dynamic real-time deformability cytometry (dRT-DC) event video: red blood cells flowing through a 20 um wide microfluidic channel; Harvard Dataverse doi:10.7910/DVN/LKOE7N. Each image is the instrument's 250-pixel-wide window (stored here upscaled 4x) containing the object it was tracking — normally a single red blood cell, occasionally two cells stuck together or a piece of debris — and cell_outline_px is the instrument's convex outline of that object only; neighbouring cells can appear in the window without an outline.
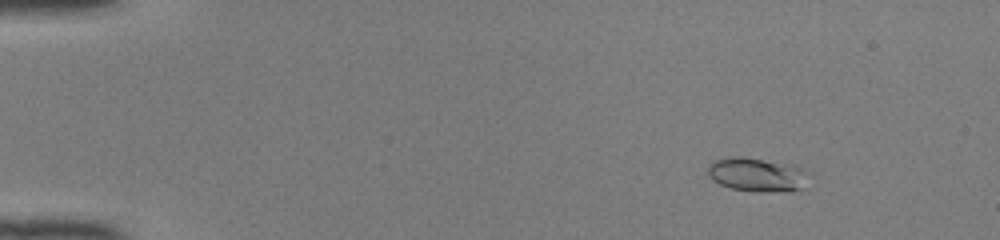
{"species": "common noctule bat (a hibernating species)", "species_latin": "Nyctalus noctula", "temperature_condition": "room temperature", "stored_images_in_passage": 49, "camera_frame_rate_fps": 3000, "um_per_image_px": 0.085, "animal": {"sex": "female", "body_mass_g": 22.0, "forearm_length_mm": 56.7}, "frame": {"image": 1, "passage_image": 6, "time_ms": 1.667, "image_size_px": [1000, 240], "cell_outline_px": [[812, 172], [804, 188], [768, 192], [760, 192], [732, 188], [720, 184], [712, 180], [708, 176], [708, 168], [712, 160], [728, 156], [740, 156], [804, 168]], "centroid_in_image_um": [64.35, 14.84], "position_along_channel_um": 20.7, "area_um2": 19.88}}
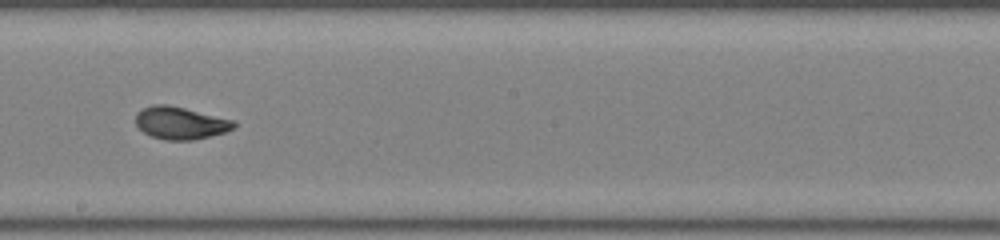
{"frame": {"image": 2, "passage_image": 29, "time_ms": 9.333, "image_size_px": [1000, 240], "cell_outline_px": [[236, 124], [232, 128], [224, 132], [192, 140], [164, 140], [152, 136], [144, 132], [136, 124], [136, 112], [152, 104], [168, 104], [236, 120]], "centroid_in_image_um": [15.33, 10.44], "position_along_channel_um": 232.9, "area_um2": 18.5}}
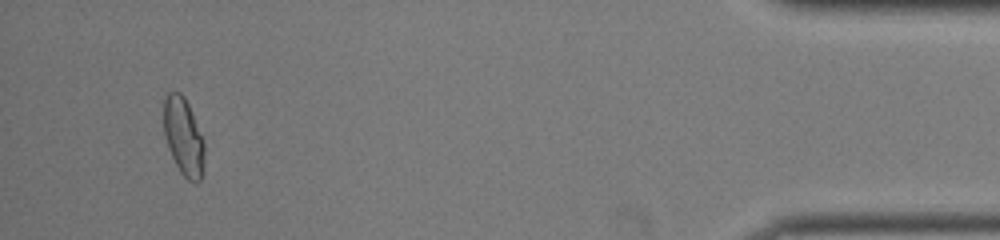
{"frame": {"image": 3, "passage_image": 47, "time_ms": 15.333, "image_size_px": [1000, 240], "cell_outline_px": [[204, 156], [200, 180], [188, 180], [180, 172], [168, 148], [164, 136], [164, 92], [180, 92], [184, 96], [192, 112], [204, 144]], "centroid_in_image_um": [15.56, 11.56], "position_along_channel_um": 419.6, "area_um2": 18.15}, "authors_computed_cell_mechanics": {"area_um2": 18.6116, "velocity_mm_per_s": 4.1468, "shape_relaxation_time_tau1_ms": 4.9751, "shape_relaxation_time_tau2_ms": 1.5687, "deformation_change_tau1": 0.1756, "deformation_change_tau2": 0.0561}}